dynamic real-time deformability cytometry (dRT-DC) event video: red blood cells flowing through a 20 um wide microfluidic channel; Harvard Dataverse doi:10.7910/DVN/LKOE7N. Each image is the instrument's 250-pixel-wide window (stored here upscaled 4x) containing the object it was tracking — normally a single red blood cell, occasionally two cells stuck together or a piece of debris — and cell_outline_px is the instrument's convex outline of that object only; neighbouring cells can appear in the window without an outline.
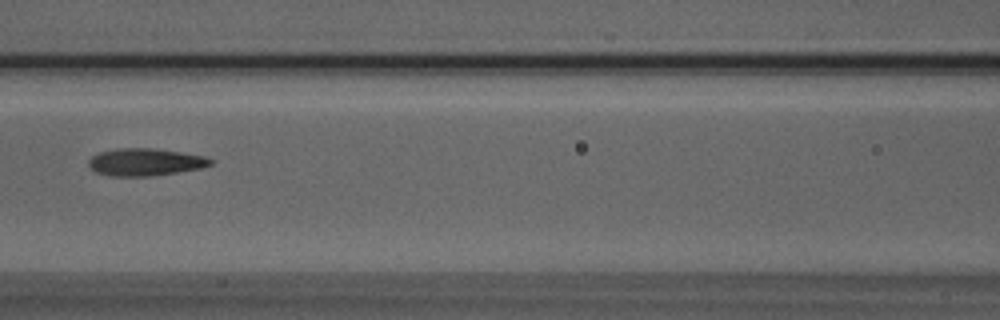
{"species": "Egyptian fruit bat (a non-hibernating species)", "species_latin": "Rousettus aegyptiacus", "temperature_condition": "room temperature", "stored_images_in_passage": 38, "camera_frame_rate_fps": 3000, "um_per_image_px": 0.085, "animal": {"sex": "male"}, "frame": {"image": 1, "passage_image": 14, "time_ms": 4.333, "image_size_px": [1000, 320], "cell_outline_px": [[216, 160], [212, 164], [200, 168], [176, 172], [148, 176], [108, 176], [96, 172], [88, 164], [88, 160], [92, 156], [100, 152], [116, 148], [152, 148], [180, 152], [204, 156]], "centroid_in_image_um": [12.34, 13.77], "position_along_channel_um": 154.3, "area_um2": 19.36}}
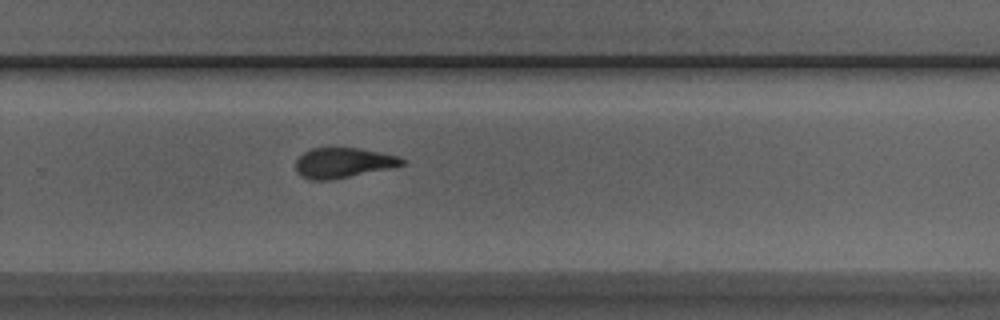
{"frame": {"image": 2, "passage_image": 25, "time_ms": 8.0, "image_size_px": [1000, 320], "cell_outline_px": [[408, 160], [404, 164], [388, 168], [332, 180], [312, 180], [300, 176], [296, 172], [296, 160], [304, 152], [312, 148], [360, 148], [380, 152], [396, 156]], "centroid_in_image_um": [29.14, 13.84], "position_along_channel_um": 300.7, "area_um2": 18.55}}
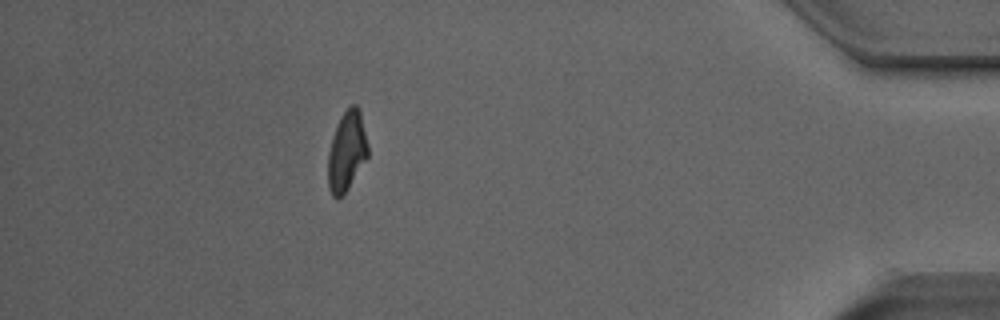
{"frame": {"image": 3, "passage_image": 37, "time_ms": 12.0, "image_size_px": [1000, 320], "cell_outline_px": [[368, 156], [348, 188], [336, 200], [332, 196], [328, 188], [328, 152], [332, 136], [336, 124], [340, 116], [352, 104], [356, 104], [360, 108], [368, 144]], "centroid_in_image_um": [29.47, 12.82], "position_along_channel_um": 405.7, "area_um2": 18.67}, "authors_computed_cell_mechanics": {"area_um2": 19.2474, "velocity_mm_per_s": 4.0045, "shape_relaxation_time_tau1_ms": 6.9414, "shape_relaxation_time_tau2_ms": 3.7387, "deformation_change_tau1": 0.2181, "deformation_change_tau2": 0.0791}}